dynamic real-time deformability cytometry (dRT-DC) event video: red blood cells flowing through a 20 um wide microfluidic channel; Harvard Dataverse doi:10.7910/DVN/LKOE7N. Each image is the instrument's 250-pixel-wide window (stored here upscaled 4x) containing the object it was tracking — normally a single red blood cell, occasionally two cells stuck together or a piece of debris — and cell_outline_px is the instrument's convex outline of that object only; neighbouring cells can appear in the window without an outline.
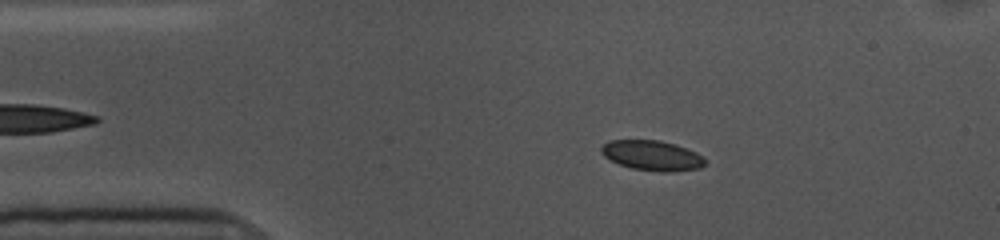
{"species": "common noctule bat (a hibernating species)", "species_latin": "Nyctalus noctula", "temperature_condition": "cold", "stored_images_in_passage": 20, "camera_frame_rate_fps": 3000, "um_per_image_px": 0.085, "animal": {"sex": "female", "body_mass_g": 10.0, "forearm_length_mm": 53.1}, "frame": {"image": 1, "passage_image": 8, "time_ms": 2.333, "image_size_px": [1000, 240], "cell_outline_px": [[704, 164], [700, 168], [672, 172], [660, 172], [632, 168], [620, 164], [604, 156], [600, 152], [600, 148], [608, 140], [660, 140], [676, 144], [696, 152], [704, 156]], "centroid_in_image_um": [55.44, 13.21], "position_along_channel_um": 29.6, "area_um2": 18.21}}
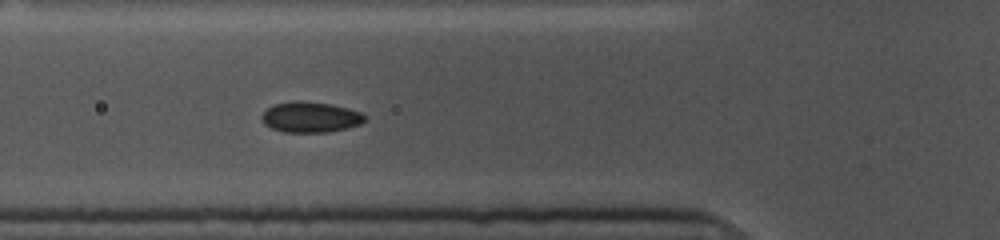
{"frame": {"image": 2, "passage_image": 17, "time_ms": 5.333, "image_size_px": [1000, 240], "cell_outline_px": [[368, 116], [360, 124], [348, 128], [328, 132], [284, 132], [272, 128], [264, 124], [260, 116], [272, 104], [296, 100], [300, 100], [332, 104], [348, 108], [360, 112]], "centroid_in_image_um": [26.39, 9.94], "position_along_channel_um": 99.4, "area_um2": 18.55}}
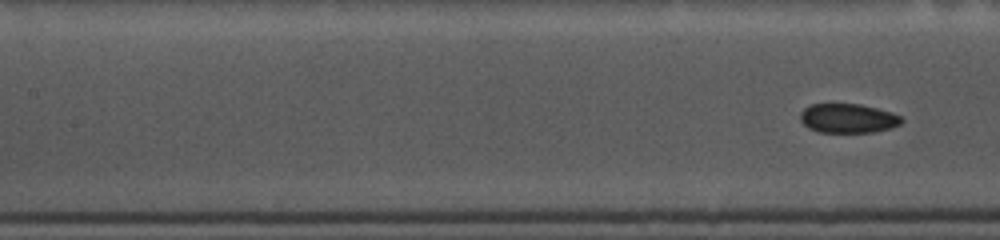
{"frame": {"image": 3, "passage_image": 20, "time_ms": 6.333, "image_size_px": [1000, 240], "cell_outline_px": [[904, 120], [900, 124], [888, 128], [872, 132], [820, 132], [808, 128], [800, 120], [800, 112], [804, 108], [812, 104], [860, 104], [892, 112], [900, 116]], "centroid_in_image_um": [72.06, 10.05], "position_along_channel_um": 135.3, "area_um2": 17.17}}